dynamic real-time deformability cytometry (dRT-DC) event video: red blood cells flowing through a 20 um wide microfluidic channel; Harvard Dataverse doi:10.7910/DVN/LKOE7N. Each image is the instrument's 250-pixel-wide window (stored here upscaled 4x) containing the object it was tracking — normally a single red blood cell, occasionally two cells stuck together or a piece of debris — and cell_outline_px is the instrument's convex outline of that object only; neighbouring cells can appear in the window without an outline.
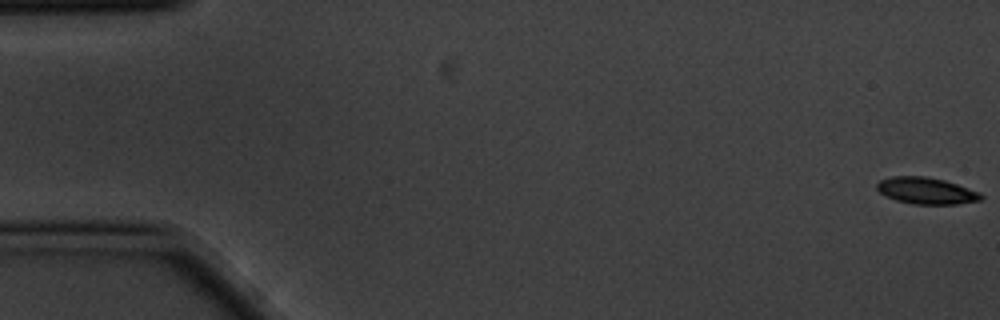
{"species": "common noctule bat (a hibernating species)", "species_latin": "Nyctalus noctula", "temperature_condition": "cold", "stored_images_in_passage": 5, "segment_of_instrument_passage": [2, 2], "camera_frame_rate_fps": 3000, "um_per_image_px": 0.085, "animal": {"sex": "male", "body_mass_g": 20.1, "forearm_length_mm": 53.5}, "frame": {"image": 1, "passage_image": 5, "time_ms": 1.333, "image_size_px": [1000, 320], "cell_outline_px": [[984, 196], [980, 200], [956, 204], [912, 204], [896, 200], [880, 192], [876, 188], [876, 184], [880, 180], [892, 176], [924, 176], [944, 180], [980, 192]], "centroid_in_image_um": [78.73, 16.21], "position_along_channel_um": 6.3, "area_um2": 16.01}}